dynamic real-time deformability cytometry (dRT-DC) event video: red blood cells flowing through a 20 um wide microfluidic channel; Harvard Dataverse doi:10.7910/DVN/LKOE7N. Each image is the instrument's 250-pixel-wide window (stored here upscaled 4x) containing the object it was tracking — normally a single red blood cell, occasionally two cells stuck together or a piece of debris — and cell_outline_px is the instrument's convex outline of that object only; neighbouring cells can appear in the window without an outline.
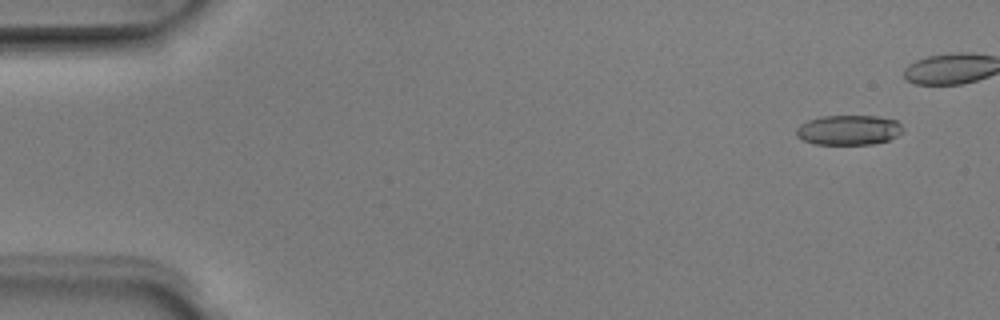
{"species": "Egyptian fruit bat (a non-hibernating species)", "species_latin": "Rousettus aegyptiacus", "temperature_condition": "room temperature", "stored_images_in_passage": 5, "camera_frame_rate_fps": 3000, "um_per_image_px": 0.085, "animal": {"sex": "male"}, "frame": {"image": 1, "passage_image": 1, "time_ms": 0.0, "image_size_px": [1000, 320], "cell_outline_px": [[904, 132], [888, 140], [872, 144], [816, 144], [804, 140], [796, 136], [796, 128], [800, 124], [808, 120], [820, 116], [876, 116], [896, 120], [904, 128]], "centroid_in_image_um": [72.14, 11.04], "position_along_channel_um": 12.9, "area_um2": 18.61}}
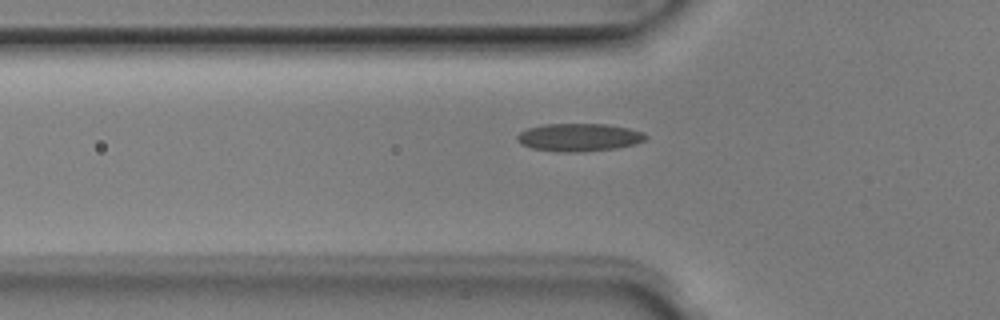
{"frame": {"image": 2, "passage_image": 5, "time_ms": 1.333, "image_size_px": [1000, 320], "cell_outline_px": [[648, 136], [644, 140], [636, 144], [616, 148], [584, 152], [556, 152], [532, 148], [520, 144], [516, 140], [516, 136], [520, 132], [528, 128], [544, 124], [604, 124], [628, 128], [644, 132]], "centroid_in_image_um": [49.2, 11.68], "position_along_channel_um": 76.6, "area_um2": 21.04}}